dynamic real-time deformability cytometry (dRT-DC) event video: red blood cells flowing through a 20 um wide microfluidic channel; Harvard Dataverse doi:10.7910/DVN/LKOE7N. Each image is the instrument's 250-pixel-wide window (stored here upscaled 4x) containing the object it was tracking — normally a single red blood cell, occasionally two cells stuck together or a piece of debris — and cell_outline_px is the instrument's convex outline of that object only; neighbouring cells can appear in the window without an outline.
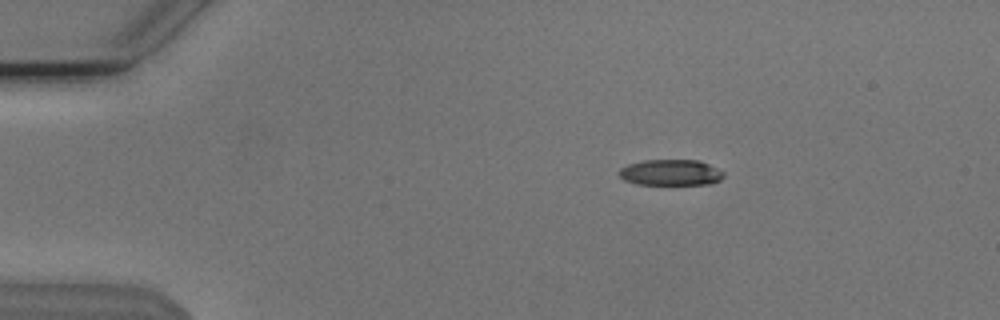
{"species": "Egyptian fruit bat (a non-hibernating species)", "species_latin": "Rousettus aegyptiacus", "temperature_condition": "cold", "stored_images_in_passage": 45, "camera_frame_rate_fps": 3000, "um_per_image_px": 0.085, "animal": {"sex": "male"}, "frame": {"image": 1, "passage_image": 1, "time_ms": 0.0, "image_size_px": [1000, 320], "cell_outline_px": [[724, 176], [720, 180], [712, 184], [636, 184], [624, 180], [620, 176], [620, 168], [628, 164], [644, 160], [700, 160], [724, 172]], "centroid_in_image_um": [57.02, 14.66], "position_along_channel_um": 28.0, "area_um2": 15.78}}
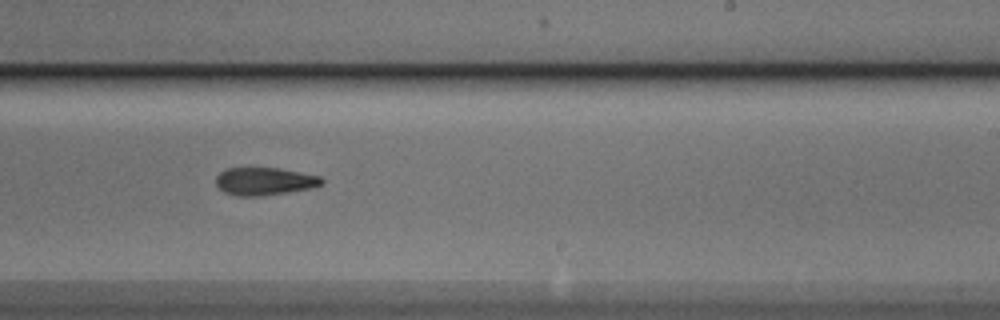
{"frame": {"image": 2, "passage_image": 25, "time_ms": 8.0, "image_size_px": [1000, 320], "cell_outline_px": [[324, 184], [312, 188], [288, 192], [260, 196], [236, 196], [224, 192], [216, 184], [216, 176], [220, 172], [228, 168], [280, 168], [320, 176], [324, 180]], "centroid_in_image_um": [22.5, 15.41], "position_along_channel_um": 266.5, "area_um2": 17.17}}
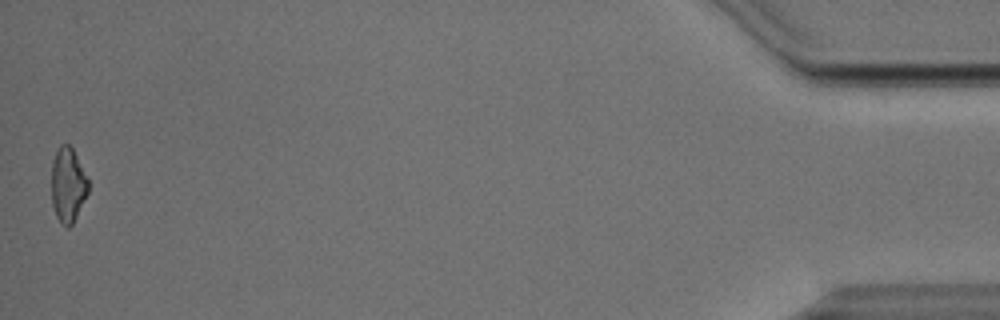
{"frame": {"image": 3, "passage_image": 45, "time_ms": 14.667, "image_size_px": [1000, 320], "cell_outline_px": [[88, 192], [72, 224], [68, 228], [56, 216], [52, 204], [52, 160], [60, 144], [68, 144], [72, 148], [88, 180]], "centroid_in_image_um": [5.76, 15.7], "position_along_channel_um": 429.4, "area_um2": 15.61}, "authors_computed_cell_mechanics": {"area_um2": 16.8776, "velocity_mm_per_s": 3.8309, "shape_relaxation_time_tau1_ms": 8.4637, "shape_relaxation_time_tau2_ms": 5.8553, "deformation_change_tau1": 0.206, "deformation_change_tau2": 0.1522}}